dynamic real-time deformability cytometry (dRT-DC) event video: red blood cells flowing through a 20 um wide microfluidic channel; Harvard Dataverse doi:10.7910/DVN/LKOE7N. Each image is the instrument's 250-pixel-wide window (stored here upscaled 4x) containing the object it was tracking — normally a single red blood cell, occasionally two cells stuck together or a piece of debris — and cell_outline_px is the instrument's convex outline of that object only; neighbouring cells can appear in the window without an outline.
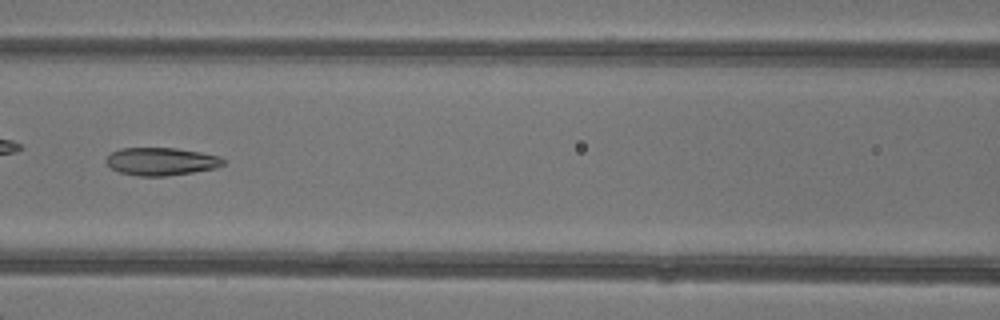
{"species": "common noctule bat (a hibernating species)", "species_latin": "Nyctalus noctula", "temperature_condition": "warm", "stored_images_in_passage": 7, "camera_frame_rate_fps": 3000, "um_per_image_px": 0.085, "animal": {"sex": "female"}, "frame": {"image": 1, "passage_image": 7, "time_ms": 7.333, "image_size_px": [1000, 320], "cell_outline_px": [[228, 160], [224, 164], [216, 168], [192, 172], [164, 176], [136, 176], [120, 172], [112, 168], [104, 160], [112, 152], [120, 148], [176, 148], [200, 152], [220, 156]], "centroid_in_image_um": [13.73, 13.72], "position_along_channel_um": 152.9, "area_um2": 19.02}}